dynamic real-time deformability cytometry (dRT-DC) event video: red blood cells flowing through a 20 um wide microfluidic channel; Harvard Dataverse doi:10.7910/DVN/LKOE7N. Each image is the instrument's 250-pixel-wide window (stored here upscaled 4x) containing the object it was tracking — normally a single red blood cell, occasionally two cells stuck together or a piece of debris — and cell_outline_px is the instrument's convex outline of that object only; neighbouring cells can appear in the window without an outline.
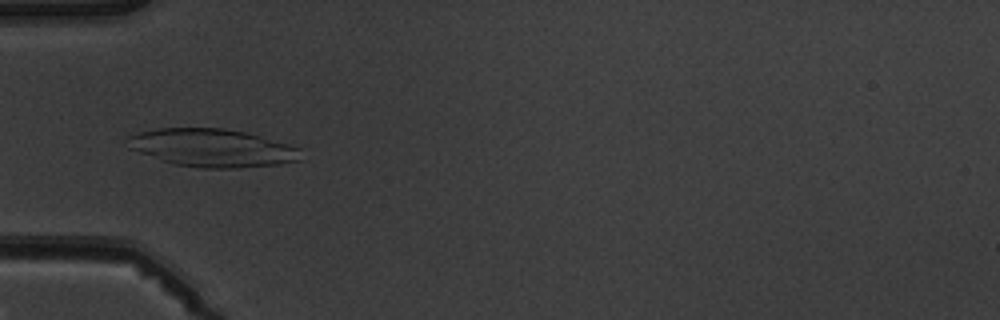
{"species": "common noctule bat (a hibernating species)", "species_latin": "Nyctalus noctula", "temperature_condition": "warm", "stored_images_in_passage": 4, "camera_frame_rate_fps": 3000, "um_per_image_px": 0.085, "animal": {"sex": "male", "body_mass_g": 19.5, "forearm_length_mm": 54.6}, "frame": {"image": 1, "passage_image": 4, "time_ms": 3.333, "image_size_px": [1000, 320], "cell_outline_px": [[300, 160], [280, 164], [240, 168], [200, 168], [176, 164], [128, 148], [128, 136], [136, 132], [156, 128], [224, 128], [244, 132], [260, 136], [288, 144], [300, 148]], "centroid_in_image_um": [18.04, 12.56], "position_along_channel_um": 67.0, "area_um2": 38.15}}